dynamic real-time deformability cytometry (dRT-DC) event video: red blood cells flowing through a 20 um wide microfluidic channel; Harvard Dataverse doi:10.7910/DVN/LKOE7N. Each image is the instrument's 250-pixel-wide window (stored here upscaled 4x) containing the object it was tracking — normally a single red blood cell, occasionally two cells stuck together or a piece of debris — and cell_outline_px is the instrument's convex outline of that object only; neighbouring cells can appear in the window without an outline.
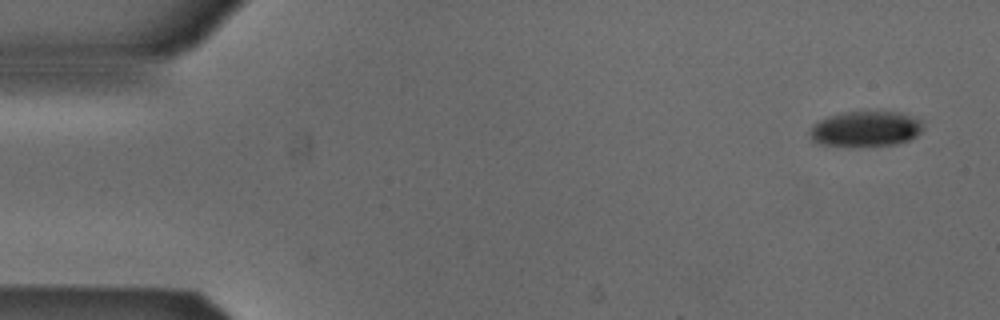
{"species": "Egyptian fruit bat (a non-hibernating species)", "species_latin": "Rousettus aegyptiacus", "temperature_condition": "cold", "stored_images_in_passage": 51, "camera_frame_rate_fps": 3000, "um_per_image_px": 0.085, "animal": {"sex": "male"}, "frame": {"image": 1, "passage_image": 1, "time_ms": 0.0, "image_size_px": [1000, 320], "cell_outline_px": [[924, 128], [916, 136], [908, 140], [896, 144], [820, 144], [812, 140], [808, 132], [820, 120], [828, 116], [844, 112], [900, 112], [920, 120], [924, 124]], "centroid_in_image_um": [73.62, 10.92], "position_along_channel_um": 11.4, "area_um2": 22.6}}
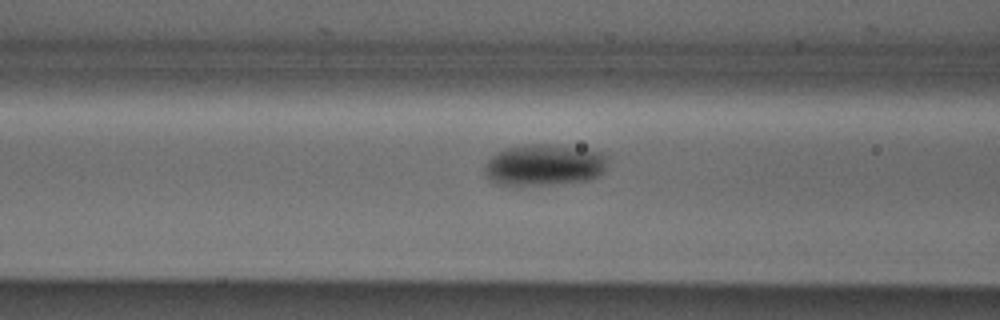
{"frame": {"image": 2, "passage_image": 19, "time_ms": 6.0, "image_size_px": [1000, 320], "cell_outline_px": [[608, 156], [604, 172], [600, 176], [592, 180], [556, 184], [512, 188], [496, 184], [488, 180], [484, 176], [484, 164], [496, 152], [504, 148], [524, 144], [548, 144], [584, 148], [604, 152]], "centroid_in_image_um": [46.22, 14.06], "position_along_channel_um": 120.4, "area_um2": 31.15}}
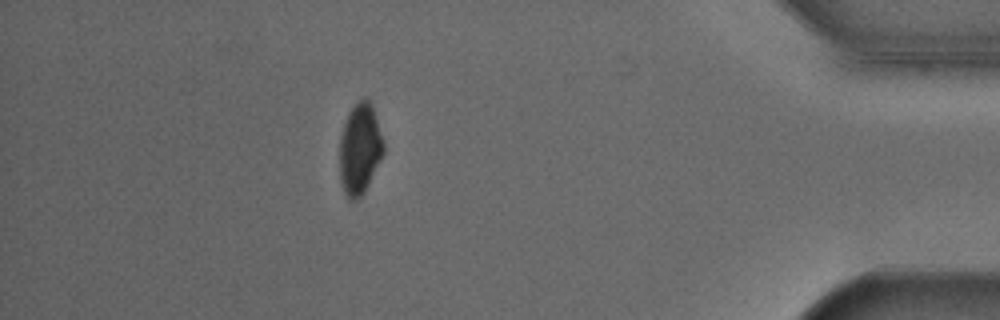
{"frame": {"image": 3, "passage_image": 45, "time_ms": 14.667, "image_size_px": [1000, 320], "cell_outline_px": [[384, 152], [364, 192], [356, 200], [348, 200], [344, 192], [340, 180], [340, 136], [348, 112], [364, 96], [368, 96], [372, 104], [384, 140]], "centroid_in_image_um": [30.59, 12.63], "position_along_channel_um": 404.6, "area_um2": 23.35}, "authors_computed_cell_mechanics": {"area_um2": 26.0678, "velocity_mm_per_s": 3.8678, "shape_relaxation_time_tau1_ms": 3.0068, "shape_relaxation_time_tau2_ms": null, "deformation_change_tau1": 0.0797, "deformation_change_tau2": null}}